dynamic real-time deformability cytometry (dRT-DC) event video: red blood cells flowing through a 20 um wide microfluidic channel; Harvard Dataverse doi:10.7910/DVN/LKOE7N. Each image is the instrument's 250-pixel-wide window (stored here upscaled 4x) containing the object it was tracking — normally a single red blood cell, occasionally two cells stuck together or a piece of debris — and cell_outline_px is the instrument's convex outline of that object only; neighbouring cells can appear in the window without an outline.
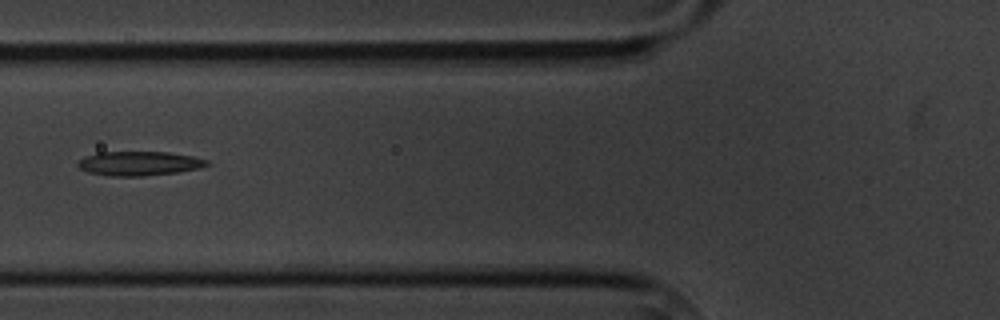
{"species": "common noctule bat (a hibernating species)", "species_latin": "Nyctalus noctula", "temperature_condition": "cold", "stored_images_in_passage": 10, "camera_frame_rate_fps": 3000, "um_per_image_px": 0.085, "animal": {"sex": "male", "body_mass_g": 20.1, "forearm_length_mm": 53.5}, "frame": {"image": 1, "passage_image": 6, "time_ms": 6.667, "image_size_px": [1000, 320], "cell_outline_px": [[212, 164], [200, 168], [180, 172], [144, 176], [108, 176], [88, 172], [80, 168], [76, 164], [84, 156], [96, 152], [168, 152], [192, 156], [208, 160]], "centroid_in_image_um": [11.84, 13.89], "position_along_channel_um": 114.0, "area_um2": 18.44}}
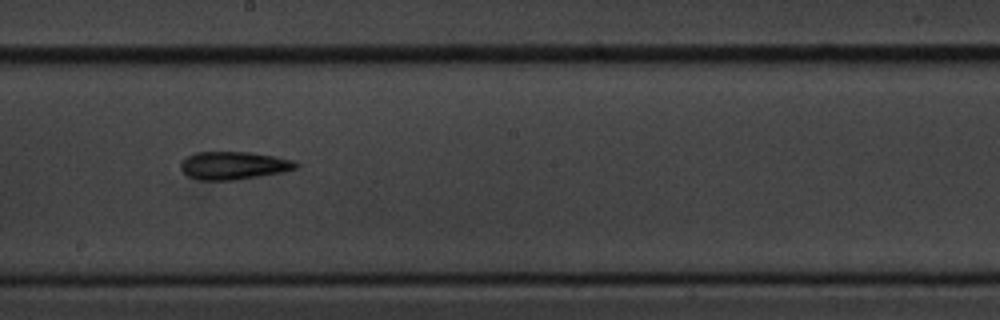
{"frame": {"image": 2, "passage_image": 9, "time_ms": 10.0, "image_size_px": [1000, 320], "cell_outline_px": [[300, 168], [284, 172], [236, 180], [200, 180], [188, 176], [180, 168], [180, 164], [188, 156], [196, 152], [252, 152], [296, 160], [300, 164]], "centroid_in_image_um": [19.94, 14.07], "position_along_channel_um": 228.3, "area_um2": 18.96}}
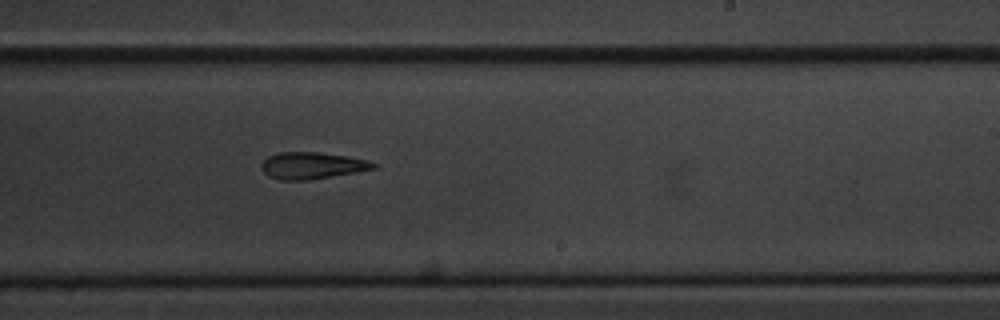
{"frame": {"image": 3, "passage_image": 10, "time_ms": 11.0, "image_size_px": [1000, 320], "cell_outline_px": [[380, 168], [308, 180], [280, 180], [268, 176], [264, 172], [260, 164], [268, 156], [276, 152], [316, 152], [344, 156], [368, 160], [380, 164]], "centroid_in_image_um": [26.55, 14.07], "position_along_channel_um": 262.5, "area_um2": 17.57}}